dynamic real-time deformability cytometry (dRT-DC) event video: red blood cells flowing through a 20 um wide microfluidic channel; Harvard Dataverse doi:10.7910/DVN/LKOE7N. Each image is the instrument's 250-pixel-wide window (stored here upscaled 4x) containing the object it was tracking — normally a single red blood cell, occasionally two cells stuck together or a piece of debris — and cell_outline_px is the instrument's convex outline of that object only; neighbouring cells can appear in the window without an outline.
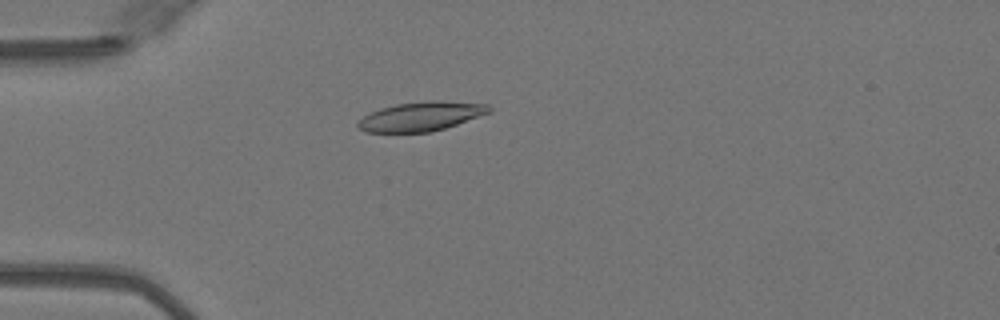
{"species": "Egyptian fruit bat (a non-hibernating species)", "species_latin": "Rousettus aegyptiacus", "temperature_condition": "warm", "stored_images_in_passage": 46, "camera_frame_rate_fps": 3000, "um_per_image_px": 0.085, "animal": {"sex": "female"}, "frame": {"image": 1, "passage_image": 10, "time_ms": 3.0, "image_size_px": [1000, 320], "cell_outline_px": [[492, 112], [432, 132], [364, 132], [356, 128], [356, 124], [364, 116], [380, 108], [396, 104], [436, 100], [440, 100], [488, 104], [492, 108]], "centroid_in_image_um": [35.8, 9.89], "position_along_channel_um": 49.2, "area_um2": 22.31}}
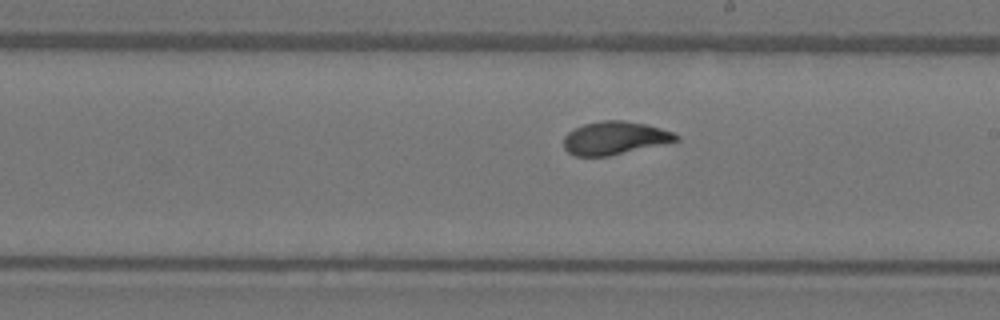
{"frame": {"image": 2, "passage_image": 25, "time_ms": 8.0, "image_size_px": [1000, 320], "cell_outline_px": [[680, 140], [608, 156], [576, 156], [568, 152], [564, 148], [564, 136], [568, 132], [584, 124], [604, 120], [624, 120], [644, 124], [660, 128], [672, 132], [680, 136]], "centroid_in_image_um": [52.24, 11.73], "position_along_channel_um": 236.8, "area_um2": 21.44}}
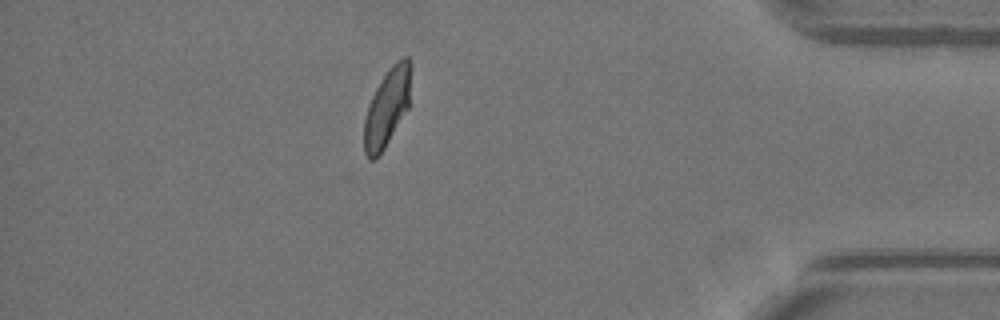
{"frame": {"image": 3, "passage_image": 40, "time_ms": 13.0, "image_size_px": [1000, 320], "cell_outline_px": [[412, 64], [408, 108], [380, 156], [376, 160], [368, 160], [364, 152], [364, 120], [372, 96], [380, 80], [388, 68], [396, 60], [404, 56], [408, 56]], "centroid_in_image_um": [32.91, 9.13], "position_along_channel_um": 402.3, "area_um2": 21.5}}